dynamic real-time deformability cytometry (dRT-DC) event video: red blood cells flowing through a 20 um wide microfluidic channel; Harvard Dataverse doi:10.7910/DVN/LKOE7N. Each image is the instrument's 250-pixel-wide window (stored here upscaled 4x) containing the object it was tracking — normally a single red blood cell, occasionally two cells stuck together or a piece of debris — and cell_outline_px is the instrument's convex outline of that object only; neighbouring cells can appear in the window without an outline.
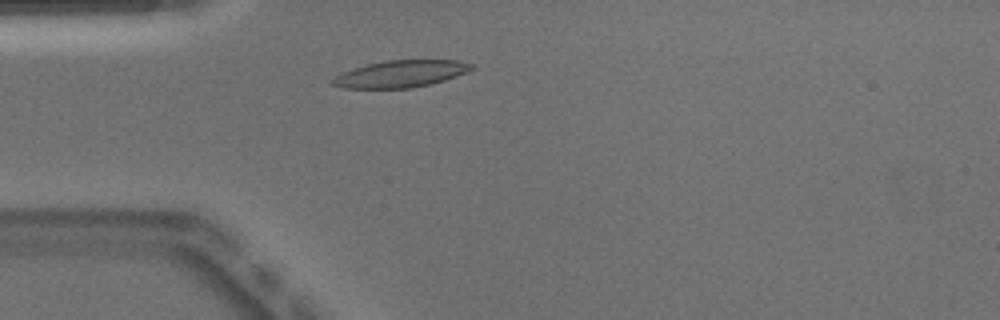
{"species": "Egyptian fruit bat (a non-hibernating species)", "species_latin": "Rousettus aegyptiacus", "temperature_condition": "warm", "stored_images_in_passage": 45, "camera_frame_rate_fps": 3000, "um_per_image_px": 0.085, "animal": {"sex": "male"}, "frame": {"image": 1, "passage_image": 8, "time_ms": 2.333, "image_size_px": [1000, 320], "cell_outline_px": [[476, 68], [468, 72], [432, 84], [412, 88], [344, 88], [332, 84], [328, 80], [344, 72], [368, 64], [388, 60], [456, 60], [476, 64]], "centroid_in_image_um": [34.12, 6.28], "position_along_channel_um": 50.9, "area_um2": 21.85}}
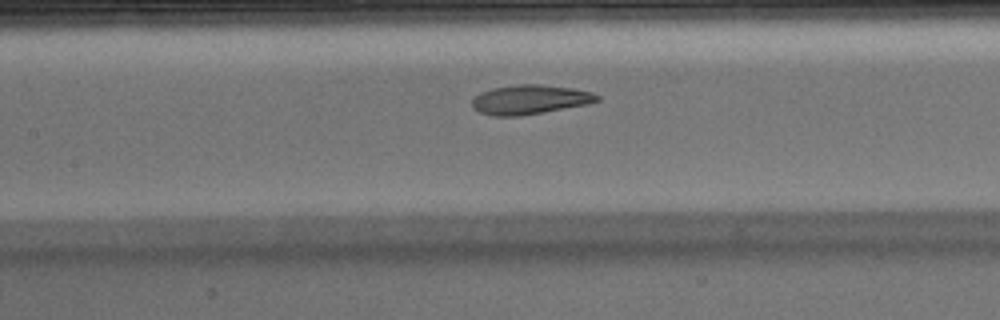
{"frame": {"image": 2, "passage_image": 17, "time_ms": 5.333, "image_size_px": [1000, 320], "cell_outline_px": [[600, 100], [588, 104], [544, 112], [520, 116], [492, 116], [480, 112], [472, 108], [472, 100], [480, 92], [492, 88], [516, 84], [540, 84], [572, 88], [592, 92], [600, 96]], "centroid_in_image_um": [45.03, 8.46], "position_along_channel_um": 162.4, "area_um2": 21.5}}
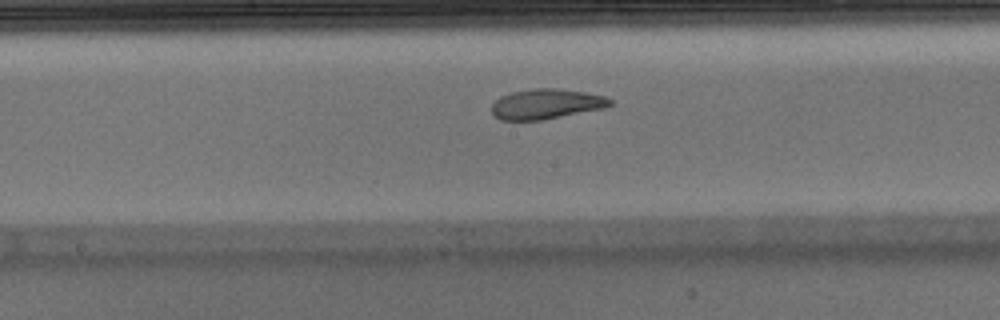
{"frame": {"image": 3, "passage_image": 20, "time_ms": 6.333, "image_size_px": [1000, 320], "cell_outline_px": [[616, 104], [604, 108], [544, 120], [500, 120], [492, 112], [492, 104], [500, 96], [512, 92], [532, 88], [556, 88], [584, 92], [604, 96], [612, 100]], "centroid_in_image_um": [46.45, 8.84], "position_along_channel_um": 201.7, "area_um2": 20.87}, "authors_computed_cell_mechanics": {"area_um2": 21.9062, "velocity_mm_per_s": 3.9521, "shape_relaxation_time_tau1_ms": null, "shape_relaxation_time_tau2_ms": 1.7008, "deformation_change_tau1": null, "deformation_change_tau2": 0.0856}}